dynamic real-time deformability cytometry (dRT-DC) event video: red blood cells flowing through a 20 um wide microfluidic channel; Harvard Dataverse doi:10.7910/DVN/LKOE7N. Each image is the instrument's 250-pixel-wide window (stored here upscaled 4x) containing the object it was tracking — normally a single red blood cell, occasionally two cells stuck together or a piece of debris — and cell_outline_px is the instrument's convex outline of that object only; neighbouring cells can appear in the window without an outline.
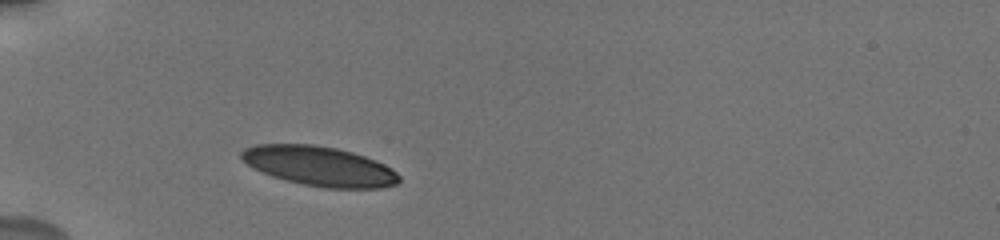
{"species": "human", "species_latin": "Homo sapiens", "temperature_condition": "cold", "stored_images_in_passage": 14, "camera_frame_rate_fps": 3000, "um_per_image_px": 0.085, "donor": {"sex": "male"}, "frame": {"image": 1, "passage_image": 1, "time_ms": 0.0, "image_size_px": [1000, 240], "cell_outline_px": [[400, 180], [396, 184], [380, 188], [324, 188], [284, 180], [272, 176], [248, 164], [240, 156], [240, 152], [244, 148], [256, 144], [312, 144], [336, 148], [352, 152], [376, 160], [392, 168], [400, 176]], "centroid_in_image_um": [27.17, 14.12], "position_along_channel_um": 57.8, "area_um2": 36.3}}
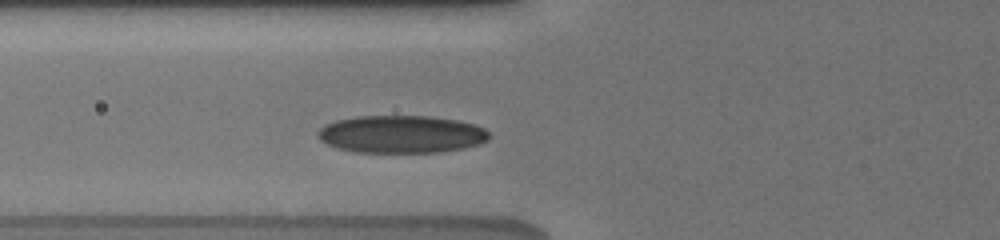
{"frame": {"image": 2, "passage_image": 6, "time_ms": 1.333, "image_size_px": [1000, 240], "cell_outline_px": [[488, 140], [480, 144], [464, 148], [440, 152], [356, 152], [336, 148], [320, 140], [316, 136], [316, 132], [324, 124], [336, 120], [356, 116], [428, 116], [456, 120], [476, 124], [484, 128], [488, 132]], "centroid_in_image_um": [34.09, 11.41], "position_along_channel_um": 91.7, "area_um2": 37.74}}
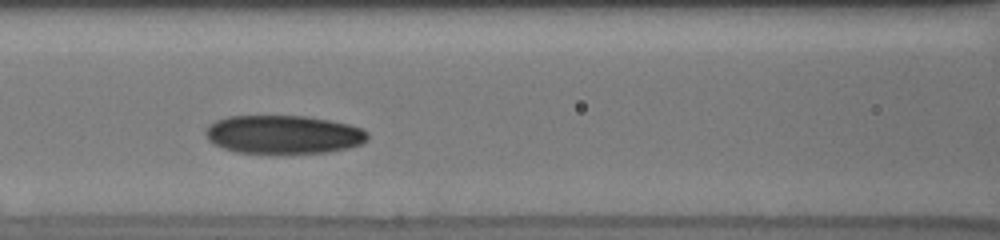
{"frame": {"image": 3, "passage_image": 13, "time_ms": 2.667, "image_size_px": [1000, 240], "cell_outline_px": [[368, 140], [360, 144], [348, 148], [328, 152], [236, 152], [224, 148], [208, 140], [204, 132], [204, 128], [208, 124], [216, 120], [228, 116], [308, 116], [348, 124], [360, 128], [368, 132]], "centroid_in_image_um": [24.07, 11.41], "position_along_channel_um": 142.5, "area_um2": 36.07}}